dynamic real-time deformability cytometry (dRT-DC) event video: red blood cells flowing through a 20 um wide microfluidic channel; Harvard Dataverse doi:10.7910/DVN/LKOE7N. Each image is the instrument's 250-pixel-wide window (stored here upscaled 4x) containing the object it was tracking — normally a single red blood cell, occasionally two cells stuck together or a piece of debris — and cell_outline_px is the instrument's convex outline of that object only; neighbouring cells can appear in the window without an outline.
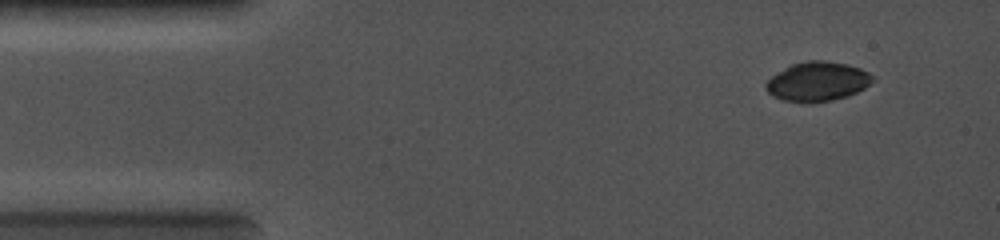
{"species": "common noctule bat (a hibernating species)", "species_latin": "Nyctalus noctula", "temperature_condition": "cold", "stored_images_in_passage": 14, "camera_frame_rate_fps": 5000, "um_per_image_px": 0.085, "animal": {"sex": "female", "body_mass_g": 19.0, "forearm_length_mm": 56.7}, "frame": {"image": 1, "passage_image": 1, "time_ms": 0.0, "image_size_px": [1000, 240], "cell_outline_px": [[876, 80], [864, 88], [848, 96], [828, 100], [804, 104], [784, 100], [772, 96], [764, 88], [764, 84], [772, 76], [784, 68], [792, 64], [808, 60], [824, 60], [848, 64], [860, 68], [868, 72]], "centroid_in_image_um": [69.47, 6.93], "position_along_channel_um": 15.5, "area_um2": 24.62}}
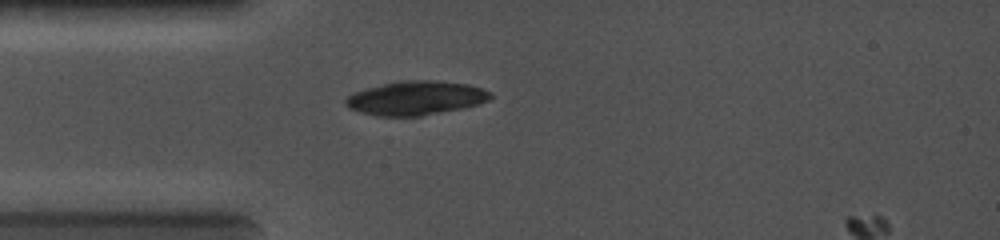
{"frame": {"image": 2, "passage_image": 12, "time_ms": 2.4, "image_size_px": [1000, 240], "cell_outline_px": [[492, 96], [488, 100], [480, 104], [464, 108], [420, 116], [376, 116], [360, 112], [348, 108], [344, 104], [344, 100], [352, 92], [364, 88], [400, 80], [436, 80], [468, 84], [492, 92]], "centroid_in_image_um": [35.32, 8.33], "position_along_channel_um": 49.7, "area_um2": 29.02}}